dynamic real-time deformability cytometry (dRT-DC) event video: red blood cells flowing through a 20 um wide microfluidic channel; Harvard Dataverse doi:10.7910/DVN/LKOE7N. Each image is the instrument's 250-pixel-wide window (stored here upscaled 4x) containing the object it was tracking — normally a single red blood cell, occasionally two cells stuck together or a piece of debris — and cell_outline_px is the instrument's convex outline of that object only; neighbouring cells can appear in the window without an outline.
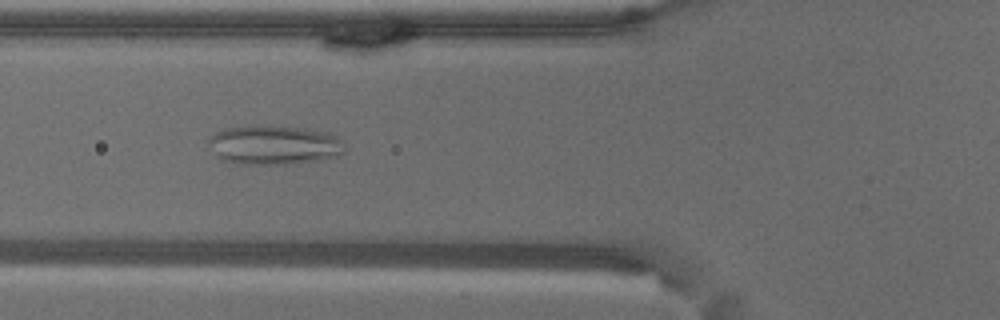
{"species": "common noctule bat (a hibernating species)", "species_latin": "Nyctalus noctula", "temperature_condition": "warm", "stored_images_in_passage": 57, "camera_frame_rate_fps": 3000, "um_per_image_px": 0.085, "animal": {"sex": "male", "body_mass_g": 18.8}, "frame": {"image": 1, "passage_image": 21, "time_ms": 6.667, "image_size_px": [1000, 320], "cell_outline_px": [[344, 152], [336, 156], [316, 160], [292, 164], [244, 164], [224, 160], [204, 144], [208, 136], [224, 128], [296, 128], [328, 132], [344, 140]], "centroid_in_image_um": [23.28, 12.36], "position_along_channel_um": 102.5, "area_um2": 30.4}}
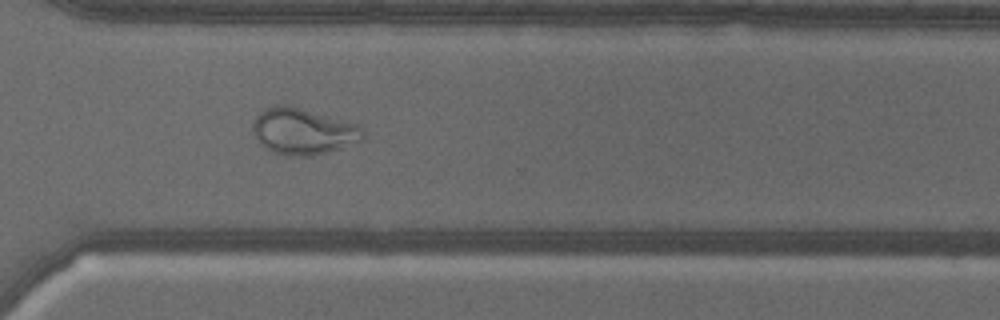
{"frame": {"image": 2, "passage_image": 42, "time_ms": 13.667, "image_size_px": [1000, 320], "cell_outline_px": [[364, 140], [312, 156], [288, 156], [272, 152], [264, 148], [256, 140], [252, 132], [252, 124], [256, 116], [264, 108], [276, 104], [288, 104], [356, 124], [364, 132]], "centroid_in_image_um": [25.69, 11.16], "position_along_channel_um": 344.9, "area_um2": 29.82}}
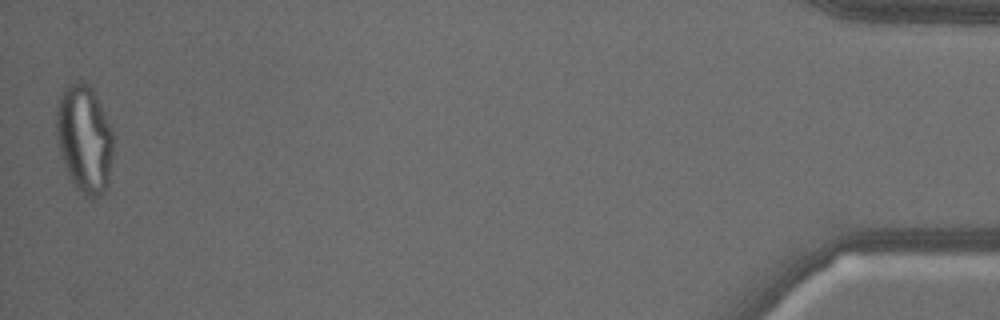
{"frame": {"image": 3, "passage_image": 57, "time_ms": 18.667, "image_size_px": [1000, 320], "cell_outline_px": [[112, 156], [108, 184], [104, 192], [96, 200], [92, 200], [80, 192], [68, 176], [60, 156], [56, 136], [56, 104], [60, 96], [68, 84], [80, 80], [88, 84], [92, 88], [112, 128]], "centroid_in_image_um": [7.16, 11.82], "position_along_channel_um": 428.0, "area_um2": 36.18}}